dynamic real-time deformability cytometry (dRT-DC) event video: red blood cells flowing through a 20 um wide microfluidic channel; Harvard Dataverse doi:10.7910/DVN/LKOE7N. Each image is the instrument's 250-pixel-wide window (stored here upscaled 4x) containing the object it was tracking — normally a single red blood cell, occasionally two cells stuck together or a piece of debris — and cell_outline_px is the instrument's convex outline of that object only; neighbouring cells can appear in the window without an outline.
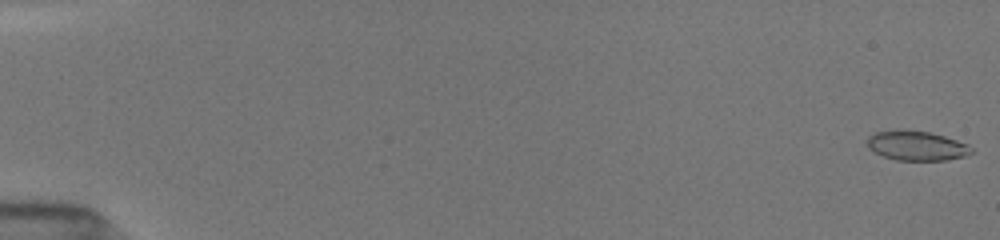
{"species": "common noctule bat (a hibernating species)", "species_latin": "Nyctalus noctula", "temperature_condition": "room temperature", "stored_images_in_passage": 20, "camera_frame_rate_fps": 3000, "um_per_image_px": 0.085, "animal": {"sex": "female", "body_mass_g": 19.5, "forearm_length_mm": 54.1}, "frame": {"image": 1, "passage_image": 1, "time_ms": 0.0, "image_size_px": [1000, 240], "cell_outline_px": [[976, 152], [968, 156], [948, 160], [896, 160], [884, 156], [868, 148], [868, 136], [876, 132], [928, 132], [944, 136], [968, 144]], "centroid_in_image_um": [78.01, 12.43], "position_along_channel_um": 7.0, "area_um2": 17.46}}
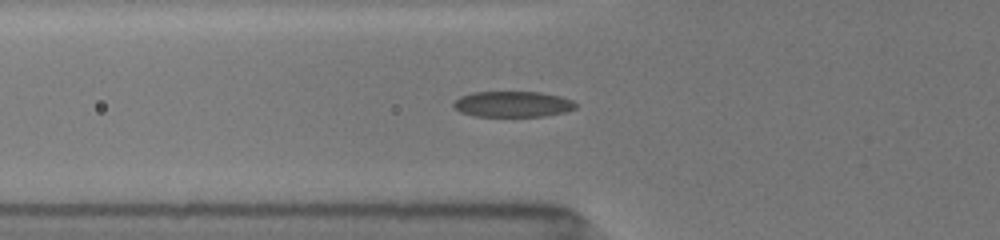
{"frame": {"image": 2, "passage_image": 13, "time_ms": 6.333, "image_size_px": [1000, 240], "cell_outline_px": [[576, 108], [564, 112], [544, 116], [476, 116], [460, 112], [452, 104], [460, 96], [472, 92], [540, 92], [560, 96], [572, 100], [576, 104]], "centroid_in_image_um": [43.58, 8.85], "position_along_channel_um": 82.2, "area_um2": 18.26}}
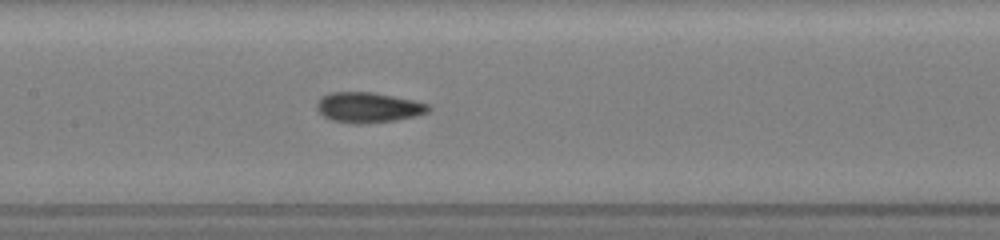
{"frame": {"image": 3, "passage_image": 20, "time_ms": 8.667, "image_size_px": [1000, 240], "cell_outline_px": [[432, 108], [428, 112], [396, 120], [360, 124], [356, 124], [332, 120], [324, 116], [316, 108], [316, 104], [320, 96], [328, 92], [372, 92], [412, 100], [428, 104]], "centroid_in_image_um": [31.25, 9.12], "position_along_channel_um": 176.1, "area_um2": 19.59}}